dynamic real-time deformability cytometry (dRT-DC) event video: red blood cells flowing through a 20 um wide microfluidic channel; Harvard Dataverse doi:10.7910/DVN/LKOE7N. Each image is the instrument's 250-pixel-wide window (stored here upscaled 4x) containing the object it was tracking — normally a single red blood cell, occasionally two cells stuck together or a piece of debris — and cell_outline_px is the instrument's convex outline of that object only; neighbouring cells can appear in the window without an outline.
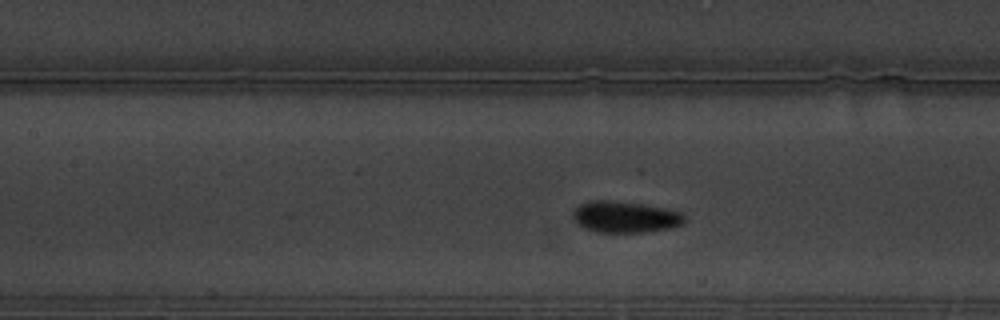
{"species": "common noctule bat (a hibernating species)", "species_latin": "Nyctalus noctula", "temperature_condition": "warm", "stored_images_in_passage": 49, "camera_frame_rate_fps": 3000, "um_per_image_px": 0.085, "animal": {"sex": "male", "body_mass_g": 19.5, "forearm_length_mm": 54.6}, "frame": {"image": 1, "passage_image": 16, "time_ms": 5.0, "image_size_px": [1000, 320], "cell_outline_px": [[684, 224], [668, 228], [644, 232], [596, 232], [584, 228], [576, 224], [572, 216], [572, 212], [580, 204], [588, 200], [612, 200], [644, 204], [664, 208], [680, 212], [684, 216]], "centroid_in_image_um": [53.08, 18.43], "position_along_channel_um": 154.3, "area_um2": 20.52}}
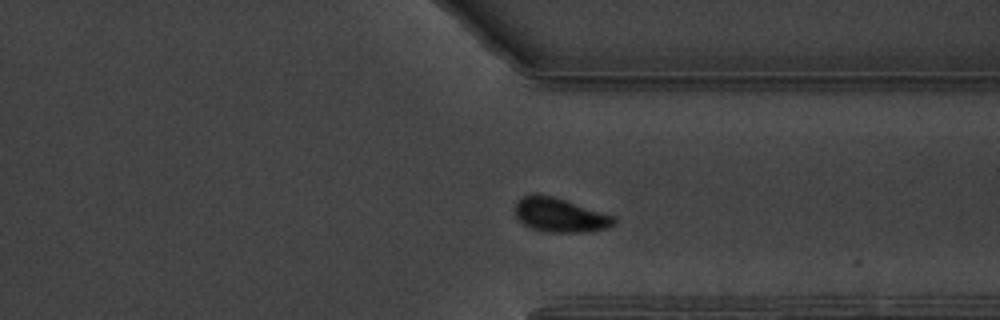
{"frame": {"image": 2, "passage_image": 35, "time_ms": 11.333, "image_size_px": [1000, 320], "cell_outline_px": [[616, 224], [608, 228], [584, 232], [544, 232], [532, 228], [524, 224], [516, 216], [516, 200], [520, 196], [532, 192], [536, 192], [552, 196], [616, 216]], "centroid_in_image_um": [47.59, 18.26], "position_along_channel_um": 363.8, "area_um2": 19.94}}
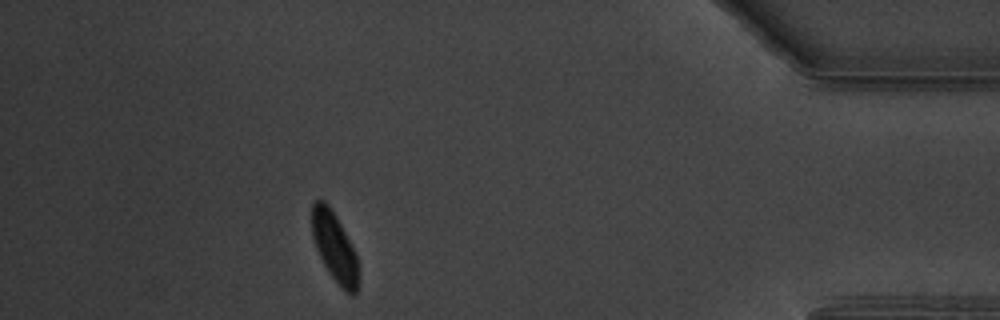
{"frame": {"image": 3, "passage_image": 43, "time_ms": 14.0, "image_size_px": [1000, 320], "cell_outline_px": [[356, 292], [352, 296], [344, 292], [328, 272], [316, 248], [312, 236], [312, 204], [316, 200], [324, 200], [328, 204], [336, 216], [356, 252]], "centroid_in_image_um": [28.4, 20.98], "position_along_channel_um": 406.8, "area_um2": 18.44}, "authors_computed_cell_mechanics": {"area_um2": 19.5364, "velocity_mm_per_s": 3.303, "shape_relaxation_time_tau1_ms": 2.4894, "shape_relaxation_time_tau2_ms": null, "deformation_change_tau1": 0.1153, "deformation_change_tau2": null}}